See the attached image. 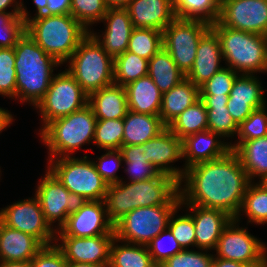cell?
I'll use <instances>...</instances> for the list:
<instances>
[{
	"mask_svg": "<svg viewBox=\"0 0 267 267\" xmlns=\"http://www.w3.org/2000/svg\"><path fill=\"white\" fill-rule=\"evenodd\" d=\"M254 183H249L235 219L240 222V213L243 211L248 216V223L267 224V188L261 182Z\"/></svg>",
	"mask_w": 267,
	"mask_h": 267,
	"instance_id": "8d00e7d4",
	"label": "cell"
},
{
	"mask_svg": "<svg viewBox=\"0 0 267 267\" xmlns=\"http://www.w3.org/2000/svg\"><path fill=\"white\" fill-rule=\"evenodd\" d=\"M164 236L167 238L168 243L170 242L169 244L171 247L167 248L165 243H163L165 238ZM146 246L148 248L149 254L152 256L154 263L158 267L161 264H163L167 259H169L173 255L183 250L181 245L177 242L176 238L174 237L173 233L170 231L169 228L162 231L159 235H157L154 239H152Z\"/></svg>",
	"mask_w": 267,
	"mask_h": 267,
	"instance_id": "bcb514c9",
	"label": "cell"
},
{
	"mask_svg": "<svg viewBox=\"0 0 267 267\" xmlns=\"http://www.w3.org/2000/svg\"><path fill=\"white\" fill-rule=\"evenodd\" d=\"M107 9L104 0H71L70 14L90 31V25L101 21Z\"/></svg>",
	"mask_w": 267,
	"mask_h": 267,
	"instance_id": "b9f144b4",
	"label": "cell"
},
{
	"mask_svg": "<svg viewBox=\"0 0 267 267\" xmlns=\"http://www.w3.org/2000/svg\"><path fill=\"white\" fill-rule=\"evenodd\" d=\"M124 133L123 119L97 120L92 143L104 150H120Z\"/></svg>",
	"mask_w": 267,
	"mask_h": 267,
	"instance_id": "ab89813d",
	"label": "cell"
},
{
	"mask_svg": "<svg viewBox=\"0 0 267 267\" xmlns=\"http://www.w3.org/2000/svg\"><path fill=\"white\" fill-rule=\"evenodd\" d=\"M222 59L220 39L216 32L210 28L201 37L194 64L185 77L200 88L223 68L220 65Z\"/></svg>",
	"mask_w": 267,
	"mask_h": 267,
	"instance_id": "7402d4cb",
	"label": "cell"
},
{
	"mask_svg": "<svg viewBox=\"0 0 267 267\" xmlns=\"http://www.w3.org/2000/svg\"><path fill=\"white\" fill-rule=\"evenodd\" d=\"M66 267H99L92 263L67 262Z\"/></svg>",
	"mask_w": 267,
	"mask_h": 267,
	"instance_id": "91938a15",
	"label": "cell"
},
{
	"mask_svg": "<svg viewBox=\"0 0 267 267\" xmlns=\"http://www.w3.org/2000/svg\"><path fill=\"white\" fill-rule=\"evenodd\" d=\"M182 182L186 183L184 187ZM249 183L241 160L230 150L220 158L186 169L180 182V205L219 209L236 218Z\"/></svg>",
	"mask_w": 267,
	"mask_h": 267,
	"instance_id": "6da1fadb",
	"label": "cell"
},
{
	"mask_svg": "<svg viewBox=\"0 0 267 267\" xmlns=\"http://www.w3.org/2000/svg\"><path fill=\"white\" fill-rule=\"evenodd\" d=\"M254 74H239L232 86L227 108L239 126L255 109L266 105L264 90Z\"/></svg>",
	"mask_w": 267,
	"mask_h": 267,
	"instance_id": "d6986e66",
	"label": "cell"
},
{
	"mask_svg": "<svg viewBox=\"0 0 267 267\" xmlns=\"http://www.w3.org/2000/svg\"><path fill=\"white\" fill-rule=\"evenodd\" d=\"M200 99V88L185 78L168 92L163 93L159 113L162 122L168 126L186 108Z\"/></svg>",
	"mask_w": 267,
	"mask_h": 267,
	"instance_id": "f1b7e54d",
	"label": "cell"
},
{
	"mask_svg": "<svg viewBox=\"0 0 267 267\" xmlns=\"http://www.w3.org/2000/svg\"><path fill=\"white\" fill-rule=\"evenodd\" d=\"M261 183L267 188V177L264 178Z\"/></svg>",
	"mask_w": 267,
	"mask_h": 267,
	"instance_id": "6125c7cd",
	"label": "cell"
},
{
	"mask_svg": "<svg viewBox=\"0 0 267 267\" xmlns=\"http://www.w3.org/2000/svg\"><path fill=\"white\" fill-rule=\"evenodd\" d=\"M237 223L233 218L224 228L215 249V257L251 267H267L266 245Z\"/></svg>",
	"mask_w": 267,
	"mask_h": 267,
	"instance_id": "7c38bea8",
	"label": "cell"
},
{
	"mask_svg": "<svg viewBox=\"0 0 267 267\" xmlns=\"http://www.w3.org/2000/svg\"><path fill=\"white\" fill-rule=\"evenodd\" d=\"M224 27L267 36V0H221Z\"/></svg>",
	"mask_w": 267,
	"mask_h": 267,
	"instance_id": "9a60e30c",
	"label": "cell"
},
{
	"mask_svg": "<svg viewBox=\"0 0 267 267\" xmlns=\"http://www.w3.org/2000/svg\"><path fill=\"white\" fill-rule=\"evenodd\" d=\"M126 9L134 28L163 31L176 18L171 0H131Z\"/></svg>",
	"mask_w": 267,
	"mask_h": 267,
	"instance_id": "cb8c5ba5",
	"label": "cell"
},
{
	"mask_svg": "<svg viewBox=\"0 0 267 267\" xmlns=\"http://www.w3.org/2000/svg\"><path fill=\"white\" fill-rule=\"evenodd\" d=\"M14 48H0V95L16 98Z\"/></svg>",
	"mask_w": 267,
	"mask_h": 267,
	"instance_id": "7bdbcfd3",
	"label": "cell"
},
{
	"mask_svg": "<svg viewBox=\"0 0 267 267\" xmlns=\"http://www.w3.org/2000/svg\"><path fill=\"white\" fill-rule=\"evenodd\" d=\"M181 140L197 132L208 130L207 109L201 99L186 108L168 126Z\"/></svg>",
	"mask_w": 267,
	"mask_h": 267,
	"instance_id": "836d02e7",
	"label": "cell"
},
{
	"mask_svg": "<svg viewBox=\"0 0 267 267\" xmlns=\"http://www.w3.org/2000/svg\"><path fill=\"white\" fill-rule=\"evenodd\" d=\"M43 246L32 235L10 228L0 221V262H30Z\"/></svg>",
	"mask_w": 267,
	"mask_h": 267,
	"instance_id": "d4e9b609",
	"label": "cell"
},
{
	"mask_svg": "<svg viewBox=\"0 0 267 267\" xmlns=\"http://www.w3.org/2000/svg\"><path fill=\"white\" fill-rule=\"evenodd\" d=\"M46 15L70 14L71 0H48Z\"/></svg>",
	"mask_w": 267,
	"mask_h": 267,
	"instance_id": "816d5d0a",
	"label": "cell"
},
{
	"mask_svg": "<svg viewBox=\"0 0 267 267\" xmlns=\"http://www.w3.org/2000/svg\"><path fill=\"white\" fill-rule=\"evenodd\" d=\"M0 221L10 228L32 235L44 246L55 244L56 231L46 222L36 196L1 209Z\"/></svg>",
	"mask_w": 267,
	"mask_h": 267,
	"instance_id": "5bb4252c",
	"label": "cell"
},
{
	"mask_svg": "<svg viewBox=\"0 0 267 267\" xmlns=\"http://www.w3.org/2000/svg\"><path fill=\"white\" fill-rule=\"evenodd\" d=\"M209 267H222V258L213 257L212 263Z\"/></svg>",
	"mask_w": 267,
	"mask_h": 267,
	"instance_id": "94428289",
	"label": "cell"
},
{
	"mask_svg": "<svg viewBox=\"0 0 267 267\" xmlns=\"http://www.w3.org/2000/svg\"><path fill=\"white\" fill-rule=\"evenodd\" d=\"M180 205L139 207L114 224L115 237L122 243L147 245L168 228L170 216Z\"/></svg>",
	"mask_w": 267,
	"mask_h": 267,
	"instance_id": "9c48e42d",
	"label": "cell"
},
{
	"mask_svg": "<svg viewBox=\"0 0 267 267\" xmlns=\"http://www.w3.org/2000/svg\"><path fill=\"white\" fill-rule=\"evenodd\" d=\"M194 221L196 247L199 250H215L218 240L228 223L233 219L225 211L187 205Z\"/></svg>",
	"mask_w": 267,
	"mask_h": 267,
	"instance_id": "44dd1931",
	"label": "cell"
},
{
	"mask_svg": "<svg viewBox=\"0 0 267 267\" xmlns=\"http://www.w3.org/2000/svg\"><path fill=\"white\" fill-rule=\"evenodd\" d=\"M250 182L267 177V136L243 141L235 150ZM255 177V178H254Z\"/></svg>",
	"mask_w": 267,
	"mask_h": 267,
	"instance_id": "f546056e",
	"label": "cell"
},
{
	"mask_svg": "<svg viewBox=\"0 0 267 267\" xmlns=\"http://www.w3.org/2000/svg\"><path fill=\"white\" fill-rule=\"evenodd\" d=\"M239 74L231 68L223 67L204 85L200 87V95H229L233 83Z\"/></svg>",
	"mask_w": 267,
	"mask_h": 267,
	"instance_id": "7dc6e473",
	"label": "cell"
},
{
	"mask_svg": "<svg viewBox=\"0 0 267 267\" xmlns=\"http://www.w3.org/2000/svg\"><path fill=\"white\" fill-rule=\"evenodd\" d=\"M222 267H251V266L233 260L222 259Z\"/></svg>",
	"mask_w": 267,
	"mask_h": 267,
	"instance_id": "680465c9",
	"label": "cell"
},
{
	"mask_svg": "<svg viewBox=\"0 0 267 267\" xmlns=\"http://www.w3.org/2000/svg\"><path fill=\"white\" fill-rule=\"evenodd\" d=\"M211 25L198 20L175 18L163 31V48L186 75L192 68L201 37Z\"/></svg>",
	"mask_w": 267,
	"mask_h": 267,
	"instance_id": "8fae6325",
	"label": "cell"
},
{
	"mask_svg": "<svg viewBox=\"0 0 267 267\" xmlns=\"http://www.w3.org/2000/svg\"><path fill=\"white\" fill-rule=\"evenodd\" d=\"M102 22L106 28L102 36L89 29V33L102 46L103 50L113 58L127 51L129 39L134 29L126 8H108ZM102 37V38H100Z\"/></svg>",
	"mask_w": 267,
	"mask_h": 267,
	"instance_id": "ffe728a7",
	"label": "cell"
},
{
	"mask_svg": "<svg viewBox=\"0 0 267 267\" xmlns=\"http://www.w3.org/2000/svg\"><path fill=\"white\" fill-rule=\"evenodd\" d=\"M162 47V31L134 28L129 39L127 51L150 60Z\"/></svg>",
	"mask_w": 267,
	"mask_h": 267,
	"instance_id": "f35d334b",
	"label": "cell"
},
{
	"mask_svg": "<svg viewBox=\"0 0 267 267\" xmlns=\"http://www.w3.org/2000/svg\"><path fill=\"white\" fill-rule=\"evenodd\" d=\"M47 1L48 0H33L34 4L36 5L35 7L37 8L35 17L39 15H46V7L48 5Z\"/></svg>",
	"mask_w": 267,
	"mask_h": 267,
	"instance_id": "9f6ffc18",
	"label": "cell"
},
{
	"mask_svg": "<svg viewBox=\"0 0 267 267\" xmlns=\"http://www.w3.org/2000/svg\"><path fill=\"white\" fill-rule=\"evenodd\" d=\"M46 222L52 226L58 221V231L69 214L78 211L88 200L79 194L71 193L48 169L35 189Z\"/></svg>",
	"mask_w": 267,
	"mask_h": 267,
	"instance_id": "4fadbf2b",
	"label": "cell"
},
{
	"mask_svg": "<svg viewBox=\"0 0 267 267\" xmlns=\"http://www.w3.org/2000/svg\"><path fill=\"white\" fill-rule=\"evenodd\" d=\"M66 69L89 96L114 84V58L89 33L67 61Z\"/></svg>",
	"mask_w": 267,
	"mask_h": 267,
	"instance_id": "52a82bcc",
	"label": "cell"
},
{
	"mask_svg": "<svg viewBox=\"0 0 267 267\" xmlns=\"http://www.w3.org/2000/svg\"><path fill=\"white\" fill-rule=\"evenodd\" d=\"M148 61L145 58L126 51L114 58V84L126 86L148 75Z\"/></svg>",
	"mask_w": 267,
	"mask_h": 267,
	"instance_id": "74e56055",
	"label": "cell"
},
{
	"mask_svg": "<svg viewBox=\"0 0 267 267\" xmlns=\"http://www.w3.org/2000/svg\"><path fill=\"white\" fill-rule=\"evenodd\" d=\"M179 188L178 180L163 173L144 181L110 184L103 199L108 219L115 224L139 207L180 205Z\"/></svg>",
	"mask_w": 267,
	"mask_h": 267,
	"instance_id": "7a4b0ae2",
	"label": "cell"
},
{
	"mask_svg": "<svg viewBox=\"0 0 267 267\" xmlns=\"http://www.w3.org/2000/svg\"><path fill=\"white\" fill-rule=\"evenodd\" d=\"M25 32L60 64L67 63L89 34L71 14L31 17L25 23Z\"/></svg>",
	"mask_w": 267,
	"mask_h": 267,
	"instance_id": "277c9868",
	"label": "cell"
},
{
	"mask_svg": "<svg viewBox=\"0 0 267 267\" xmlns=\"http://www.w3.org/2000/svg\"><path fill=\"white\" fill-rule=\"evenodd\" d=\"M88 104V95L65 69L54 75L44 97L35 106L41 113L42 128L55 119L68 116Z\"/></svg>",
	"mask_w": 267,
	"mask_h": 267,
	"instance_id": "30bf717a",
	"label": "cell"
},
{
	"mask_svg": "<svg viewBox=\"0 0 267 267\" xmlns=\"http://www.w3.org/2000/svg\"><path fill=\"white\" fill-rule=\"evenodd\" d=\"M145 148L143 154L160 173L170 175L181 182L185 169L170 166L182 157V140L166 127L154 138L141 144Z\"/></svg>",
	"mask_w": 267,
	"mask_h": 267,
	"instance_id": "ac0fdd59",
	"label": "cell"
},
{
	"mask_svg": "<svg viewBox=\"0 0 267 267\" xmlns=\"http://www.w3.org/2000/svg\"><path fill=\"white\" fill-rule=\"evenodd\" d=\"M16 98L34 107L44 97L54 77L53 68L61 64L48 55L26 32L14 46Z\"/></svg>",
	"mask_w": 267,
	"mask_h": 267,
	"instance_id": "3957f363",
	"label": "cell"
},
{
	"mask_svg": "<svg viewBox=\"0 0 267 267\" xmlns=\"http://www.w3.org/2000/svg\"><path fill=\"white\" fill-rule=\"evenodd\" d=\"M0 267H31V264L25 261L0 262Z\"/></svg>",
	"mask_w": 267,
	"mask_h": 267,
	"instance_id": "6f0895ef",
	"label": "cell"
},
{
	"mask_svg": "<svg viewBox=\"0 0 267 267\" xmlns=\"http://www.w3.org/2000/svg\"><path fill=\"white\" fill-rule=\"evenodd\" d=\"M120 242L116 237L110 247L108 267H158L149 254L146 245Z\"/></svg>",
	"mask_w": 267,
	"mask_h": 267,
	"instance_id": "d6a6232c",
	"label": "cell"
},
{
	"mask_svg": "<svg viewBox=\"0 0 267 267\" xmlns=\"http://www.w3.org/2000/svg\"><path fill=\"white\" fill-rule=\"evenodd\" d=\"M220 138L222 137L219 134L210 130L197 132L183 138L182 157L186 160L184 169L220 158L229 152L230 144L221 141Z\"/></svg>",
	"mask_w": 267,
	"mask_h": 267,
	"instance_id": "603a6c76",
	"label": "cell"
},
{
	"mask_svg": "<svg viewBox=\"0 0 267 267\" xmlns=\"http://www.w3.org/2000/svg\"><path fill=\"white\" fill-rule=\"evenodd\" d=\"M6 109L0 107V132L10 126L13 121V116Z\"/></svg>",
	"mask_w": 267,
	"mask_h": 267,
	"instance_id": "db71d44e",
	"label": "cell"
},
{
	"mask_svg": "<svg viewBox=\"0 0 267 267\" xmlns=\"http://www.w3.org/2000/svg\"><path fill=\"white\" fill-rule=\"evenodd\" d=\"M203 251H193L183 249L179 253L167 259L159 267H209L213 260V255Z\"/></svg>",
	"mask_w": 267,
	"mask_h": 267,
	"instance_id": "c3c4849f",
	"label": "cell"
},
{
	"mask_svg": "<svg viewBox=\"0 0 267 267\" xmlns=\"http://www.w3.org/2000/svg\"><path fill=\"white\" fill-rule=\"evenodd\" d=\"M97 120L123 119L128 111L125 87L112 84L101 88L88 96Z\"/></svg>",
	"mask_w": 267,
	"mask_h": 267,
	"instance_id": "484cf974",
	"label": "cell"
},
{
	"mask_svg": "<svg viewBox=\"0 0 267 267\" xmlns=\"http://www.w3.org/2000/svg\"><path fill=\"white\" fill-rule=\"evenodd\" d=\"M124 87L127 95L128 110L135 113L159 115L163 94L148 75Z\"/></svg>",
	"mask_w": 267,
	"mask_h": 267,
	"instance_id": "4316f807",
	"label": "cell"
},
{
	"mask_svg": "<svg viewBox=\"0 0 267 267\" xmlns=\"http://www.w3.org/2000/svg\"><path fill=\"white\" fill-rule=\"evenodd\" d=\"M21 13L0 12V48H14L25 32Z\"/></svg>",
	"mask_w": 267,
	"mask_h": 267,
	"instance_id": "ee69618b",
	"label": "cell"
},
{
	"mask_svg": "<svg viewBox=\"0 0 267 267\" xmlns=\"http://www.w3.org/2000/svg\"><path fill=\"white\" fill-rule=\"evenodd\" d=\"M56 246L62 251L67 262L92 263L108 267L110 247L115 232L92 237L55 236ZM58 237V238H57Z\"/></svg>",
	"mask_w": 267,
	"mask_h": 267,
	"instance_id": "2e32d148",
	"label": "cell"
},
{
	"mask_svg": "<svg viewBox=\"0 0 267 267\" xmlns=\"http://www.w3.org/2000/svg\"><path fill=\"white\" fill-rule=\"evenodd\" d=\"M123 145H139L154 138L167 126L159 115H150L127 111L123 118Z\"/></svg>",
	"mask_w": 267,
	"mask_h": 267,
	"instance_id": "83f0119b",
	"label": "cell"
},
{
	"mask_svg": "<svg viewBox=\"0 0 267 267\" xmlns=\"http://www.w3.org/2000/svg\"><path fill=\"white\" fill-rule=\"evenodd\" d=\"M207 109L208 130L223 137L234 136L238 132V125L233 120L227 108L229 95H200Z\"/></svg>",
	"mask_w": 267,
	"mask_h": 267,
	"instance_id": "4dcf8cb0",
	"label": "cell"
},
{
	"mask_svg": "<svg viewBox=\"0 0 267 267\" xmlns=\"http://www.w3.org/2000/svg\"><path fill=\"white\" fill-rule=\"evenodd\" d=\"M87 157L49 159L47 168L71 193L88 201L103 200L109 185L97 172L94 161Z\"/></svg>",
	"mask_w": 267,
	"mask_h": 267,
	"instance_id": "ba28073f",
	"label": "cell"
},
{
	"mask_svg": "<svg viewBox=\"0 0 267 267\" xmlns=\"http://www.w3.org/2000/svg\"><path fill=\"white\" fill-rule=\"evenodd\" d=\"M211 28L220 39L222 56L228 68L244 75L267 72V36L230 29L219 21Z\"/></svg>",
	"mask_w": 267,
	"mask_h": 267,
	"instance_id": "5b68a950",
	"label": "cell"
},
{
	"mask_svg": "<svg viewBox=\"0 0 267 267\" xmlns=\"http://www.w3.org/2000/svg\"><path fill=\"white\" fill-rule=\"evenodd\" d=\"M31 267H66L67 260L55 244L43 248L30 261Z\"/></svg>",
	"mask_w": 267,
	"mask_h": 267,
	"instance_id": "f907efd6",
	"label": "cell"
},
{
	"mask_svg": "<svg viewBox=\"0 0 267 267\" xmlns=\"http://www.w3.org/2000/svg\"><path fill=\"white\" fill-rule=\"evenodd\" d=\"M220 5V0H177L174 3L175 17L212 25L219 20Z\"/></svg>",
	"mask_w": 267,
	"mask_h": 267,
	"instance_id": "e575fe53",
	"label": "cell"
},
{
	"mask_svg": "<svg viewBox=\"0 0 267 267\" xmlns=\"http://www.w3.org/2000/svg\"><path fill=\"white\" fill-rule=\"evenodd\" d=\"M181 205L174 210L170 216L168 228L173 233L177 242L181 245L182 249H188L189 246L196 247L194 221L190 214L186 213L184 216L175 218V214Z\"/></svg>",
	"mask_w": 267,
	"mask_h": 267,
	"instance_id": "f6af8a7d",
	"label": "cell"
},
{
	"mask_svg": "<svg viewBox=\"0 0 267 267\" xmlns=\"http://www.w3.org/2000/svg\"><path fill=\"white\" fill-rule=\"evenodd\" d=\"M237 143H230V149L235 150L243 141L267 136V113L266 105L255 109L239 126H238Z\"/></svg>",
	"mask_w": 267,
	"mask_h": 267,
	"instance_id": "60d3db41",
	"label": "cell"
},
{
	"mask_svg": "<svg viewBox=\"0 0 267 267\" xmlns=\"http://www.w3.org/2000/svg\"><path fill=\"white\" fill-rule=\"evenodd\" d=\"M127 168L124 170L129 174L130 182L144 181L157 177L160 172L151 163L148 158L143 154L145 148L139 145H123L120 148Z\"/></svg>",
	"mask_w": 267,
	"mask_h": 267,
	"instance_id": "d590c367",
	"label": "cell"
},
{
	"mask_svg": "<svg viewBox=\"0 0 267 267\" xmlns=\"http://www.w3.org/2000/svg\"><path fill=\"white\" fill-rule=\"evenodd\" d=\"M113 231L114 224L108 219L104 201H87L78 211L69 214L56 236L92 237Z\"/></svg>",
	"mask_w": 267,
	"mask_h": 267,
	"instance_id": "e0dca14e",
	"label": "cell"
},
{
	"mask_svg": "<svg viewBox=\"0 0 267 267\" xmlns=\"http://www.w3.org/2000/svg\"><path fill=\"white\" fill-rule=\"evenodd\" d=\"M148 76L162 94L186 78L163 47L148 61Z\"/></svg>",
	"mask_w": 267,
	"mask_h": 267,
	"instance_id": "1f68e13d",
	"label": "cell"
},
{
	"mask_svg": "<svg viewBox=\"0 0 267 267\" xmlns=\"http://www.w3.org/2000/svg\"><path fill=\"white\" fill-rule=\"evenodd\" d=\"M96 117L89 104L68 116L48 123L40 132L48 147L49 159L71 156L73 152L94 140Z\"/></svg>",
	"mask_w": 267,
	"mask_h": 267,
	"instance_id": "8992f818",
	"label": "cell"
},
{
	"mask_svg": "<svg viewBox=\"0 0 267 267\" xmlns=\"http://www.w3.org/2000/svg\"><path fill=\"white\" fill-rule=\"evenodd\" d=\"M97 159L99 162L94 161V165L108 185L122 181V178L120 179L116 174L123 161L120 150H107L105 154Z\"/></svg>",
	"mask_w": 267,
	"mask_h": 267,
	"instance_id": "681fc988",
	"label": "cell"
},
{
	"mask_svg": "<svg viewBox=\"0 0 267 267\" xmlns=\"http://www.w3.org/2000/svg\"><path fill=\"white\" fill-rule=\"evenodd\" d=\"M131 0H104L108 8H126Z\"/></svg>",
	"mask_w": 267,
	"mask_h": 267,
	"instance_id": "11a10c76",
	"label": "cell"
},
{
	"mask_svg": "<svg viewBox=\"0 0 267 267\" xmlns=\"http://www.w3.org/2000/svg\"><path fill=\"white\" fill-rule=\"evenodd\" d=\"M11 5L12 7H14V9H12V12H7L6 9ZM0 12L21 13L20 17L23 19L25 23L30 19V17H28L29 12L27 11V8L25 9L24 4L21 1L18 2L16 0H0Z\"/></svg>",
	"mask_w": 267,
	"mask_h": 267,
	"instance_id": "f5cc1de1",
	"label": "cell"
}]
</instances>
